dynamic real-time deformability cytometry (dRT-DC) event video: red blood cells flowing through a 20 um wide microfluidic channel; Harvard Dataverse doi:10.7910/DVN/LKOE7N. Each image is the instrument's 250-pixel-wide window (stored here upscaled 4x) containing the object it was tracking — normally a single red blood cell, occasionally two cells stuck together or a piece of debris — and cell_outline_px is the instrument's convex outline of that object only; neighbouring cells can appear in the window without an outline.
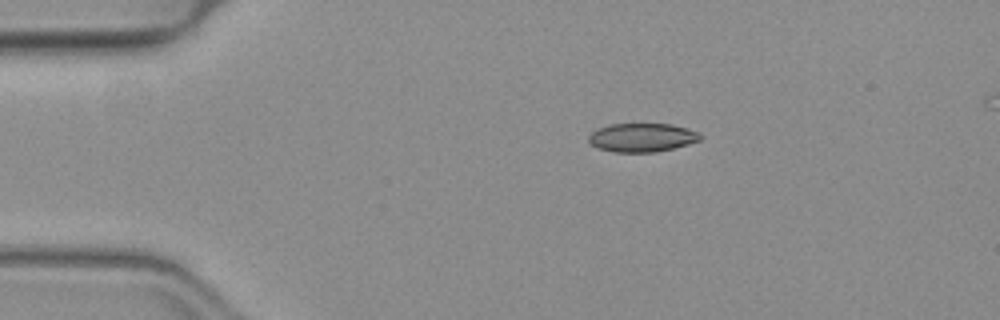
{"species": "common noctule bat (a hibernating species)", "species_latin": "Nyctalus noctula", "temperature_condition": "warm", "stored_images_in_passage": 21, "camera_frame_rate_fps": 3000, "um_per_image_px": 0.085, "animal": {"sex": "female", "body_mass_g": 19.3, "forearm_length_mm": 54.1}, "frame": {"image": 1, "passage_image": 1, "time_ms": 0.0, "image_size_px": [1000, 320], "cell_outline_px": [[704, 136], [700, 140], [688, 144], [656, 152], [612, 152], [600, 148], [592, 144], [588, 140], [588, 136], [596, 128], [608, 124], [672, 124], [688, 128], [700, 132]], "centroid_in_image_um": [54.6, 11.68], "position_along_channel_um": 30.4, "area_um2": 18.79}}
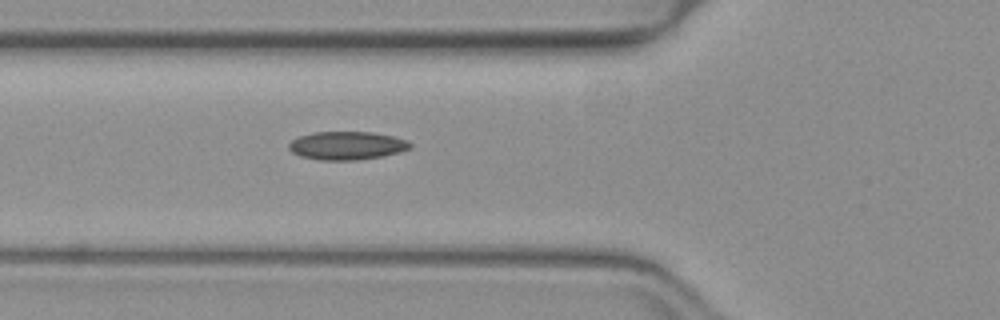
{"frame": {"image": 2, "passage_image": 10, "time_ms": 3.0, "image_size_px": [1000, 320], "cell_outline_px": [[412, 148], [400, 152], [380, 156], [356, 160], [320, 160], [300, 156], [292, 152], [288, 148], [288, 144], [296, 136], [316, 132], [372, 132], [392, 136], [408, 140], [412, 144]], "centroid_in_image_um": [29.47, 12.37], "position_along_channel_um": 96.3, "area_um2": 20.06}}